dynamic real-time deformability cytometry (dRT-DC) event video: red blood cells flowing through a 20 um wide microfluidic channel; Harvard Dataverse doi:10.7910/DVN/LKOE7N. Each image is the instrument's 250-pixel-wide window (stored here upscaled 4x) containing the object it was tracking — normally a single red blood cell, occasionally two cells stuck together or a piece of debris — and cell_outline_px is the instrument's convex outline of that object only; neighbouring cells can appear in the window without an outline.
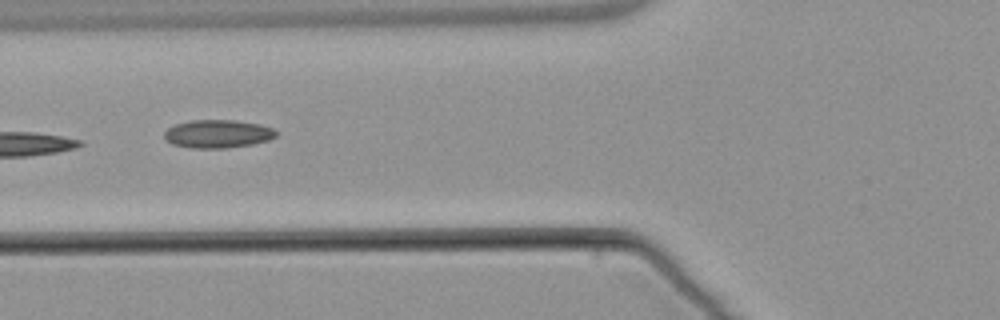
{"species": "common noctule bat (a hibernating species)", "species_latin": "Nyctalus noctula", "temperature_condition": "warm", "stored_images_in_passage": 9, "camera_frame_rate_fps": 3000, "um_per_image_px": 0.085, "animal": {"sex": "male", "body_mass_g": 21.5, "forearm_length_mm": 52.0}, "frame": {"image": 1, "passage_image": 6, "time_ms": 6.667, "image_size_px": [1000, 320], "cell_outline_px": [[276, 136], [268, 140], [252, 144], [224, 148], [188, 148], [172, 144], [164, 140], [164, 132], [168, 128], [176, 124], [192, 120], [232, 120], [260, 124], [272, 128], [276, 132]], "centroid_in_image_um": [18.47, 11.38], "position_along_channel_um": 107.3, "area_um2": 18.32}}